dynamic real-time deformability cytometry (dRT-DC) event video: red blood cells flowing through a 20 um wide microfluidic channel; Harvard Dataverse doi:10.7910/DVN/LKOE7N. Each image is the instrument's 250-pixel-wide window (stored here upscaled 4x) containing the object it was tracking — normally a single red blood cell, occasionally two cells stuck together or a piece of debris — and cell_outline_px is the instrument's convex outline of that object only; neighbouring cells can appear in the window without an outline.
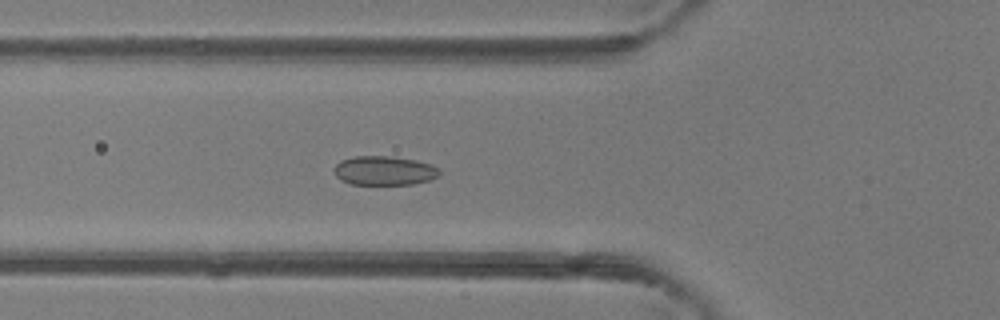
{"species": "common noctule bat (a hibernating species)", "species_latin": "Nyctalus noctula", "temperature_condition": "room temperature", "stored_images_in_passage": 48, "camera_frame_rate_fps": 3000, "um_per_image_px": 0.085, "animal": {"sex": "female"}, "frame": {"image": 1, "passage_image": 17, "time_ms": 5.333, "image_size_px": [1000, 320], "cell_outline_px": [[440, 172], [436, 176], [428, 180], [412, 184], [352, 184], [340, 180], [336, 176], [336, 164], [340, 160], [352, 156], [392, 156], [416, 160], [440, 168]], "centroid_in_image_um": [32.64, 14.49], "position_along_channel_um": 93.2, "area_um2": 17.74}}
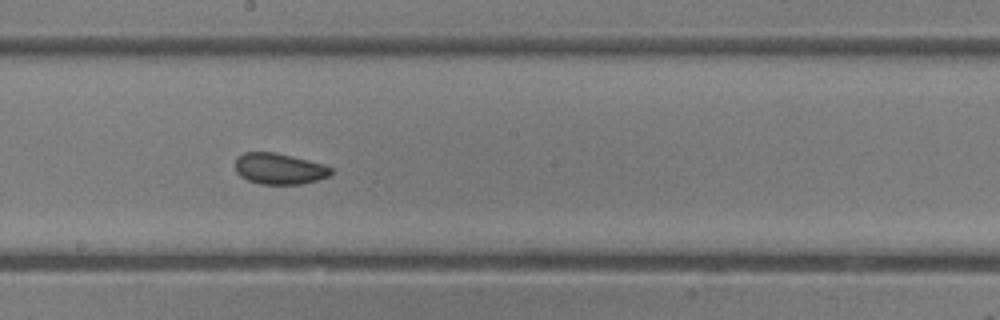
{"frame": {"image": 2, "passage_image": 26, "time_ms": 8.333, "image_size_px": [1000, 320], "cell_outline_px": [[332, 172], [328, 176], [316, 180], [300, 184], [260, 184], [248, 180], [240, 176], [236, 172], [236, 160], [244, 152], [272, 152], [292, 156], [324, 164], [332, 168]], "centroid_in_image_um": [23.74, 14.34], "position_along_channel_um": 224.5, "area_um2": 17.17}}
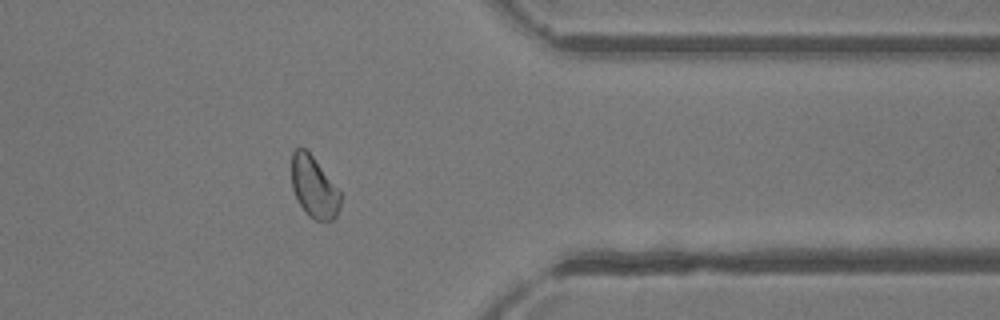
{"frame": {"image": 3, "passage_image": 38, "time_ms": 12.333, "image_size_px": [1000, 320], "cell_outline_px": [[340, 208], [336, 216], [332, 220], [316, 220], [308, 216], [300, 204], [292, 188], [292, 152], [296, 148], [304, 148], [312, 156], [340, 192]], "centroid_in_image_um": [26.68, 15.92], "position_along_channel_um": 384.7, "area_um2": 17.05}, "authors_computed_cell_mechanics": {"area_um2": 18.5827, "velocity_mm_per_s": 4.3628, "shape_relaxation_time_tau1_ms": null, "shape_relaxation_time_tau2_ms": 1.4786, "deformation_change_tau1": null, "deformation_change_tau2": 0.0532}}